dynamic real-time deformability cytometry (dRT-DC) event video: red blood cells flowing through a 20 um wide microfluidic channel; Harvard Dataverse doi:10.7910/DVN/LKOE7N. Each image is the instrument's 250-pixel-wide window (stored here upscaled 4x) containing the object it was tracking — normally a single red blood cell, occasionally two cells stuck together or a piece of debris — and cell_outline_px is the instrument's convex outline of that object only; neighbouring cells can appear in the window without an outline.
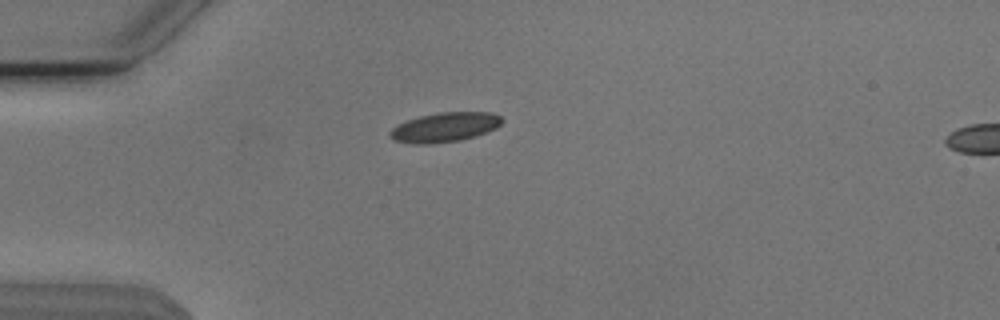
{"species": "Egyptian fruit bat (a non-hibernating species)", "species_latin": "Rousettus aegyptiacus", "temperature_condition": "cold", "stored_images_in_passage": 40, "camera_frame_rate_fps": 3000, "um_per_image_px": 0.085, "animal": {"sex": "male"}, "frame": {"image": 1, "passage_image": 1, "time_ms": 0.0, "image_size_px": [1000, 320], "cell_outline_px": [[504, 120], [496, 128], [476, 136], [460, 140], [432, 144], [416, 144], [392, 140], [388, 136], [388, 132], [396, 124], [420, 116], [440, 112], [492, 112], [500, 116]], "centroid_in_image_um": [37.78, 10.82], "position_along_channel_um": 47.2, "area_um2": 19.42}}
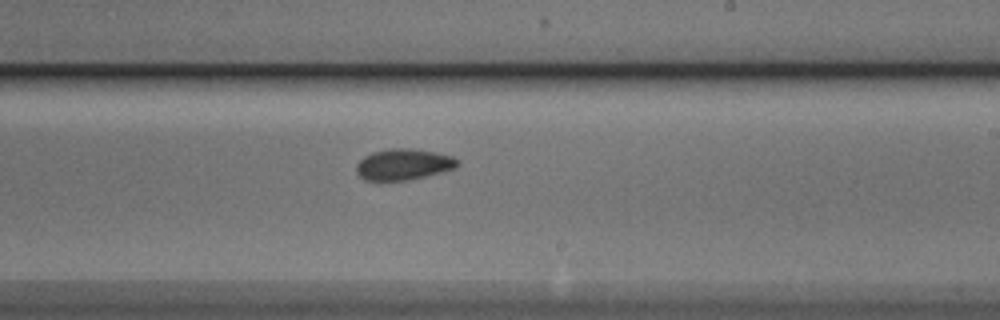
{"frame": {"image": 2, "passage_image": 19, "time_ms": 6.0, "image_size_px": [1000, 320], "cell_outline_px": [[460, 164], [456, 168], [444, 172], [408, 180], [364, 180], [356, 172], [356, 164], [364, 156], [372, 152], [392, 148], [412, 148], [452, 156], [460, 160]], "centroid_in_image_um": [34.32, 13.97], "position_along_channel_um": 254.7, "area_um2": 18.44}}
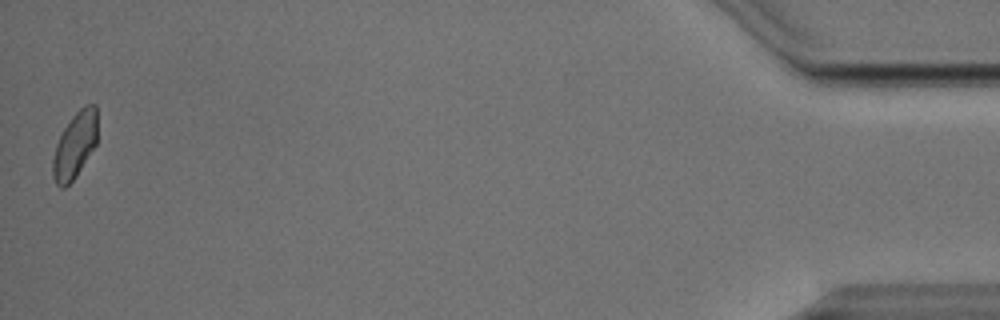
{"frame": {"image": 3, "passage_image": 40, "time_ms": 13.0, "image_size_px": [1000, 320], "cell_outline_px": [[96, 144], [76, 176], [64, 188], [60, 188], [56, 184], [52, 176], [52, 160], [56, 144], [64, 128], [72, 116], [84, 104], [96, 104]], "centroid_in_image_um": [6.34, 12.35], "position_along_channel_um": 428.9, "area_um2": 17.05}, "authors_computed_cell_mechanics": {"area_um2": 18.207, "velocity_mm_per_s": 3.7926, "shape_relaxation_time_tau1_ms": 3.3385, "shape_relaxation_time_tau2_ms": 1.9303, "deformation_change_tau1": 0.075, "deformation_change_tau2": 0.0661}}